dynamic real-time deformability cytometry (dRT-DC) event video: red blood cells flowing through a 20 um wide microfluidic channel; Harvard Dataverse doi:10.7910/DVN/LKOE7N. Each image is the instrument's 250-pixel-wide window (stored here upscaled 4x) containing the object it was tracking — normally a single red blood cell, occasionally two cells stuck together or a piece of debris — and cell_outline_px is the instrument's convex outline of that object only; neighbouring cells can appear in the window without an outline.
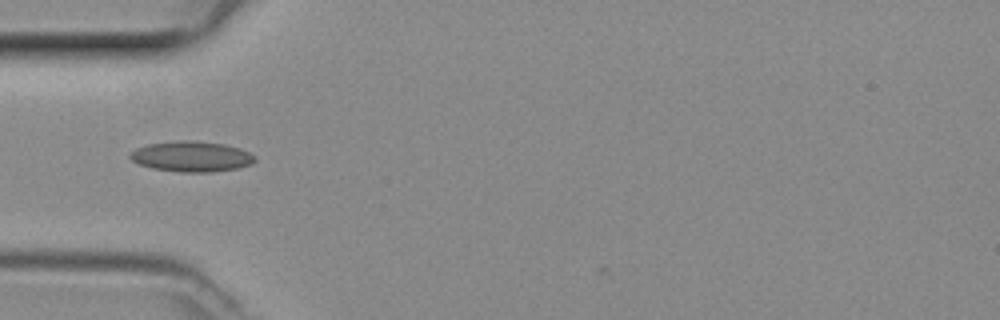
{"species": "common noctule bat (a hibernating species)", "species_latin": "Nyctalus noctula", "temperature_condition": "room temperature", "stored_images_in_passage": 35, "camera_frame_rate_fps": 3000, "um_per_image_px": 0.085, "animal": {"sex": "female", "body_mass_g": 29.2, "forearm_length_mm": 56.3}, "frame": {"image": 1, "passage_image": 2, "time_ms": 0.333, "image_size_px": [1000, 320], "cell_outline_px": [[256, 160], [252, 164], [236, 168], [212, 172], [180, 172], [152, 168], [140, 164], [132, 160], [128, 156], [136, 148], [148, 144], [184, 140], [192, 140], [224, 144], [240, 148], [256, 156]], "centroid_in_image_um": [16.3, 13.3], "position_along_channel_um": 68.7, "area_um2": 22.08}}
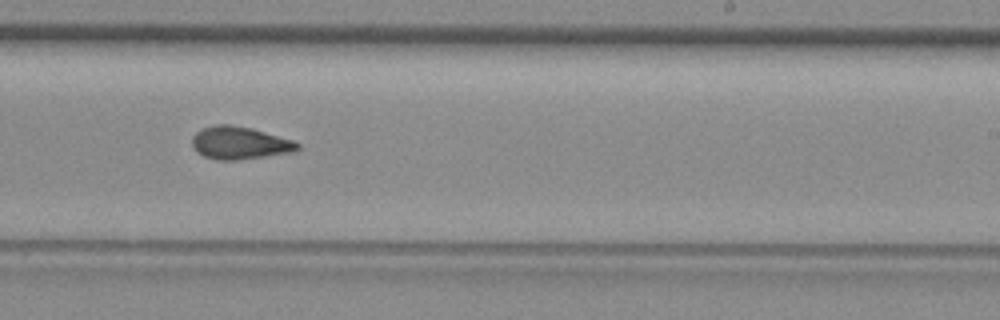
{"frame": {"image": 2, "passage_image": 16, "time_ms": 5.0, "image_size_px": [1000, 320], "cell_outline_px": [[300, 148], [296, 152], [236, 160], [216, 160], [204, 156], [196, 152], [192, 144], [192, 136], [196, 132], [212, 124], [232, 124], [252, 128], [292, 140], [300, 144]], "centroid_in_image_um": [20.37, 12.15], "position_along_channel_um": 268.6, "area_um2": 20.23}}
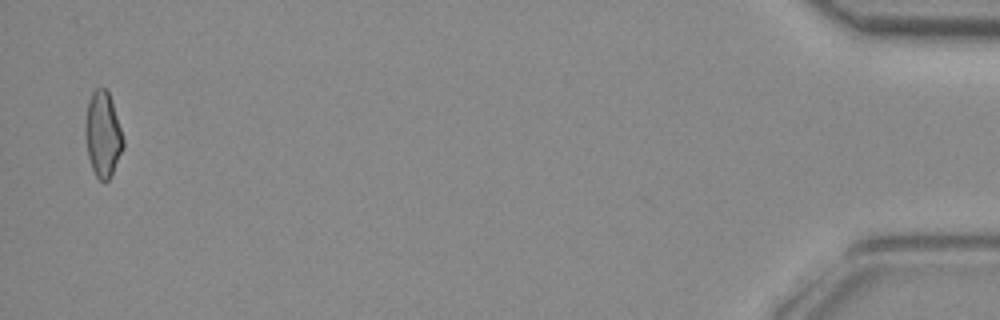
{"frame": {"image": 3, "passage_image": 34, "time_ms": 11.0, "image_size_px": [1000, 320], "cell_outline_px": [[124, 148], [108, 180], [100, 180], [96, 176], [92, 168], [88, 156], [84, 132], [84, 128], [88, 104], [92, 92], [96, 88], [104, 88], [108, 92], [124, 140]], "centroid_in_image_um": [8.73, 11.43], "position_along_channel_um": 426.5, "area_um2": 18.44}}